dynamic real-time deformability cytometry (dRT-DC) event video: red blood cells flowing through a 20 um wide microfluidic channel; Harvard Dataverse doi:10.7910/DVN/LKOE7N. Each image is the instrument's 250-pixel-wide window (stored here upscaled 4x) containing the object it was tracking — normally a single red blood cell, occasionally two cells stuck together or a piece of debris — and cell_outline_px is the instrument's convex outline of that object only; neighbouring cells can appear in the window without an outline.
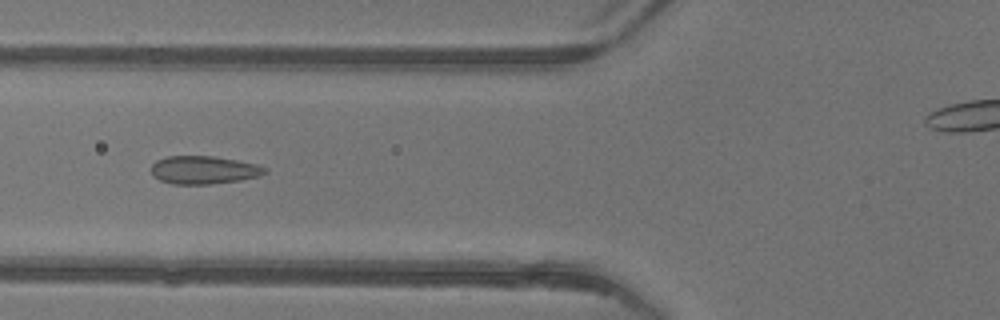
{"species": "common noctule bat (a hibernating species)", "species_latin": "Nyctalus noctula", "temperature_condition": "warm", "stored_images_in_passage": 51, "camera_frame_rate_fps": 3000, "um_per_image_px": 0.085, "animal": {"sex": "female"}, "frame": {"image": 1, "passage_image": 21, "time_ms": 6.667, "image_size_px": [1000, 320], "cell_outline_px": [[268, 172], [260, 176], [240, 180], [208, 184], [172, 184], [160, 180], [152, 176], [152, 164], [156, 160], [168, 156], [212, 156], [236, 160], [256, 164], [268, 168]], "centroid_in_image_um": [17.33, 14.45], "position_along_channel_um": 108.5, "area_um2": 18.61}}
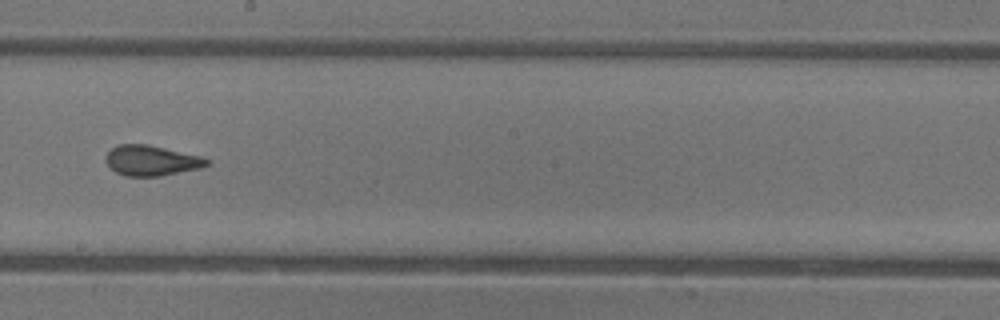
{"frame": {"image": 2, "passage_image": 30, "time_ms": 9.667, "image_size_px": [1000, 320], "cell_outline_px": [[208, 164], [200, 168], [160, 176], [124, 176], [116, 172], [104, 160], [108, 152], [112, 148], [120, 144], [148, 144], [200, 156], [208, 160]], "centroid_in_image_um": [12.84, 13.64], "position_along_channel_um": 235.4, "area_um2": 17.63}}
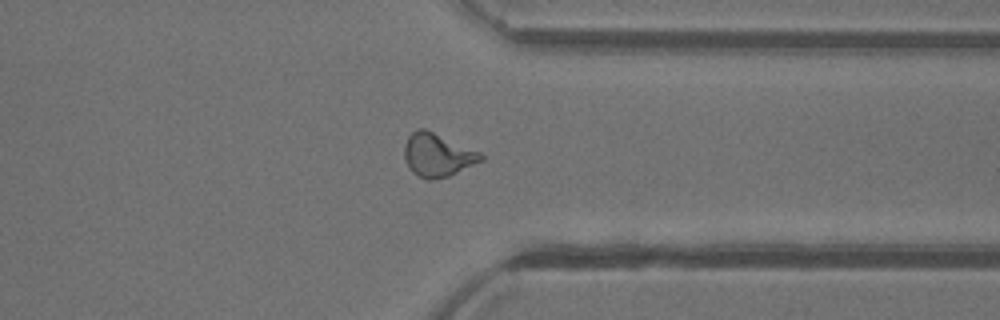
{"frame": {"image": 3, "passage_image": 40, "time_ms": 13.0, "image_size_px": [1000, 320], "cell_outline_px": [[484, 160], [448, 176], [432, 180], [428, 180], [412, 172], [404, 156], [404, 144], [408, 136], [416, 128], [424, 128], [480, 152], [484, 156]], "centroid_in_image_um": [37.18, 13.17], "position_along_channel_um": 374.2, "area_um2": 19.13}, "authors_computed_cell_mechanics": {"area_um2": 18.9584, "velocity_mm_per_s": 4.2142, "shape_relaxation_time_tau1_ms": null, "shape_relaxation_time_tau2_ms": 0.8725, "deformation_change_tau1": null, "deformation_change_tau2": 0.0725}}